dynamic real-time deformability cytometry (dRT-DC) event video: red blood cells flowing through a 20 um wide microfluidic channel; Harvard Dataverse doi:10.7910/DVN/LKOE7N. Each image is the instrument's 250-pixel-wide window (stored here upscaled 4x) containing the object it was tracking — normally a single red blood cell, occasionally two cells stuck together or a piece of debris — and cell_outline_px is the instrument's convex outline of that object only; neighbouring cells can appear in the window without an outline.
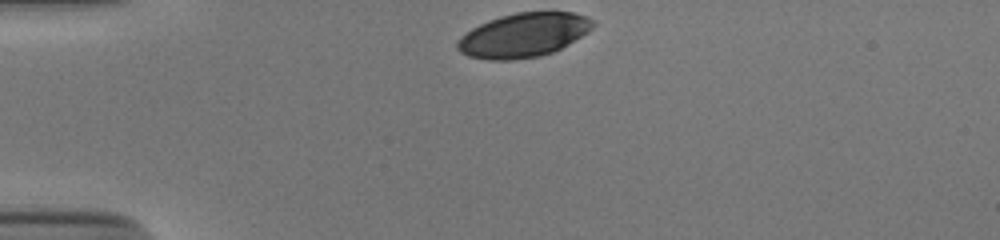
{"species": "human", "species_latin": "Homo sapiens", "temperature_condition": "cold", "stored_images_in_passage": 32, "camera_frame_rate_fps": 3000, "um_per_image_px": 0.085, "donor": {"sex": "male"}, "frame": {"image": 1, "passage_image": 1, "time_ms": 0.0, "image_size_px": [1000, 240], "cell_outline_px": [[596, 24], [588, 32], [568, 44], [552, 52], [540, 56], [512, 60], [488, 60], [468, 56], [460, 52], [456, 48], [456, 44], [460, 36], [472, 28], [488, 20], [500, 16], [516, 12], [572, 12], [588, 16]], "centroid_in_image_um": [44.48, 2.98], "position_along_channel_um": 40.5, "area_um2": 34.91}}
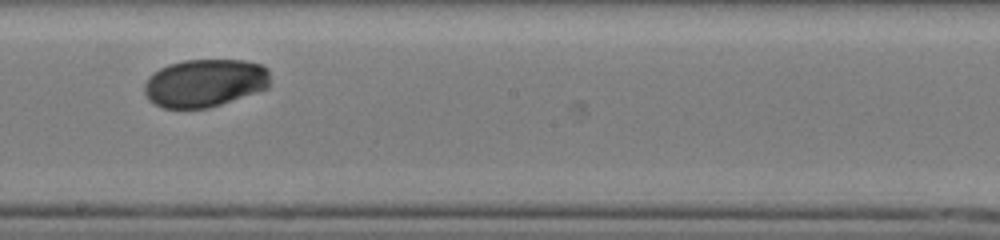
{"frame": {"image": 2, "passage_image": 19, "time_ms": 6.0, "image_size_px": [1000, 240], "cell_outline_px": [[268, 88], [208, 108], [164, 108], [148, 100], [144, 92], [144, 84], [148, 76], [160, 68], [168, 64], [184, 60], [244, 60], [264, 64], [268, 68]], "centroid_in_image_um": [17.39, 7.04], "position_along_channel_um": 230.8, "area_um2": 35.2}}
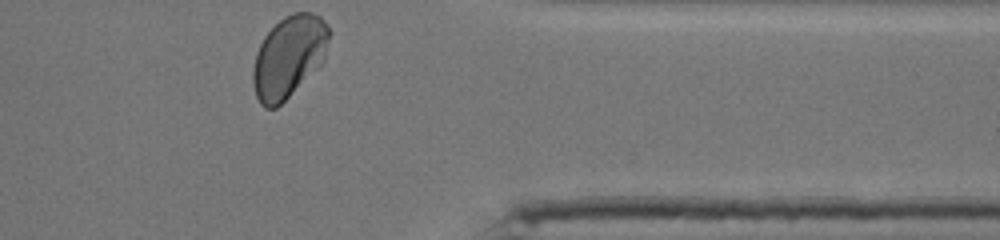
{"frame": {"image": 3, "passage_image": 32, "time_ms": 10.333, "image_size_px": [1000, 240], "cell_outline_px": [[332, 32], [324, 60], [276, 108], [264, 108], [260, 104], [256, 96], [252, 80], [252, 68], [256, 52], [264, 36], [284, 16], [292, 12], [308, 12], [320, 16], [328, 24]], "centroid_in_image_um": [24.55, 4.78], "position_along_channel_um": 386.8, "area_um2": 36.24}, "authors_computed_cell_mechanics": {"area_um2": 35.6626, "velocity_mm_per_s": 3.8397, "shape_relaxation_time_tau1_ms": 6.153, "shape_relaxation_time_tau2_ms": 2.1395, "deformation_change_tau1": 0.1438, "deformation_change_tau2": 0.0148}}